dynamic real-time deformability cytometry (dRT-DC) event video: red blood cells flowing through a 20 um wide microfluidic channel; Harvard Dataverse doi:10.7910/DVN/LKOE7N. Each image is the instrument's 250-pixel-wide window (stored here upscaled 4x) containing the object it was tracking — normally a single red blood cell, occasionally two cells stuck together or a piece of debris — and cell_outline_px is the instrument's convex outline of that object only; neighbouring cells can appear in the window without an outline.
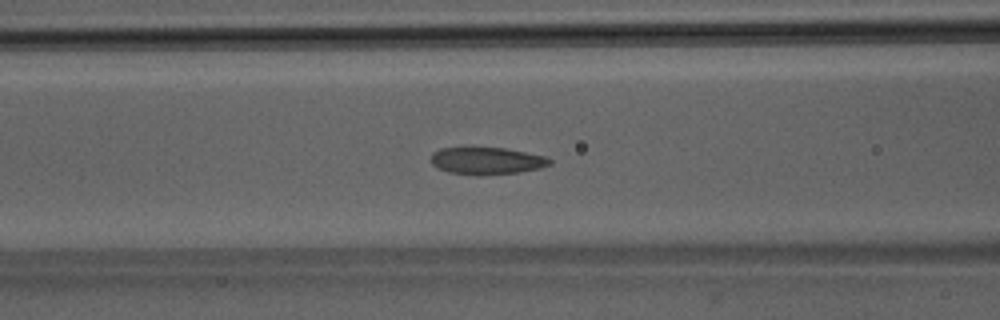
{"species": "Egyptian fruit bat (a non-hibernating species)", "species_latin": "Rousettus aegyptiacus", "temperature_condition": "room temperature", "stored_images_in_passage": 51, "camera_frame_rate_fps": 3000, "um_per_image_px": 0.085, "animal": {"sex": "male"}, "frame": {"image": 1, "passage_image": 21, "time_ms": 6.667, "image_size_px": [1000, 320], "cell_outline_px": [[552, 164], [540, 168], [520, 172], [480, 176], [448, 172], [436, 168], [432, 164], [432, 152], [440, 148], [472, 144], [504, 148], [544, 156], [552, 160]], "centroid_in_image_um": [41.3, 13.63], "position_along_channel_um": 125.3, "area_um2": 19.77}}
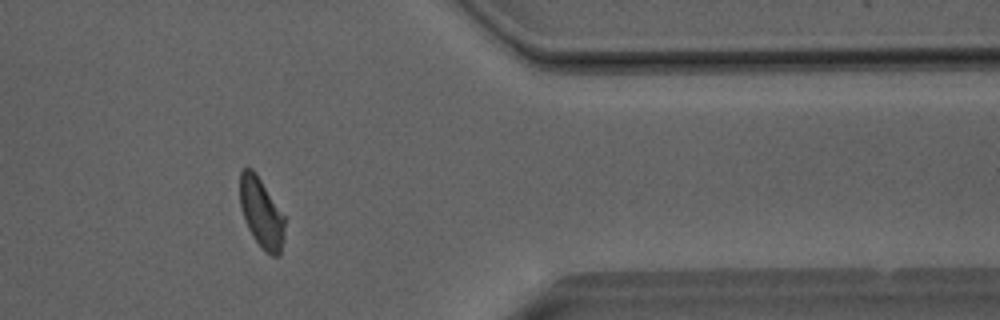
{"frame": {"image": 2, "passage_image": 42, "time_ms": 13.667, "image_size_px": [1000, 320], "cell_outline_px": [[284, 236], [280, 256], [272, 256], [252, 236], [248, 228], [240, 208], [240, 172], [244, 168], [252, 168], [256, 172], [284, 216]], "centroid_in_image_um": [22.21, 18.07], "position_along_channel_um": 389.2, "area_um2": 17.98}}
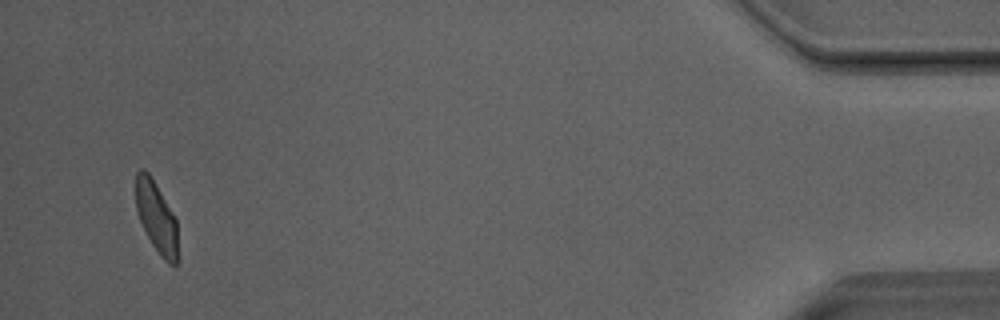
{"frame": {"image": 3, "passage_image": 49, "time_ms": 16.0, "image_size_px": [1000, 320], "cell_outline_px": [[176, 268], [168, 264], [160, 256], [152, 244], [140, 220], [136, 208], [136, 172], [140, 168], [144, 168], [148, 172], [156, 184], [172, 212], [176, 220]], "centroid_in_image_um": [13.28, 18.44], "position_along_channel_um": 421.9, "area_um2": 17.05}, "authors_computed_cell_mechanics": {"area_um2": 19.1318, "velocity_mm_per_s": 4.0331, "shape_relaxation_time_tau1_ms": 5.154, "shape_relaxation_time_tau2_ms": 1.1835, "deformation_change_tau1": 0.1347, "deformation_change_tau2": 0.0566}}